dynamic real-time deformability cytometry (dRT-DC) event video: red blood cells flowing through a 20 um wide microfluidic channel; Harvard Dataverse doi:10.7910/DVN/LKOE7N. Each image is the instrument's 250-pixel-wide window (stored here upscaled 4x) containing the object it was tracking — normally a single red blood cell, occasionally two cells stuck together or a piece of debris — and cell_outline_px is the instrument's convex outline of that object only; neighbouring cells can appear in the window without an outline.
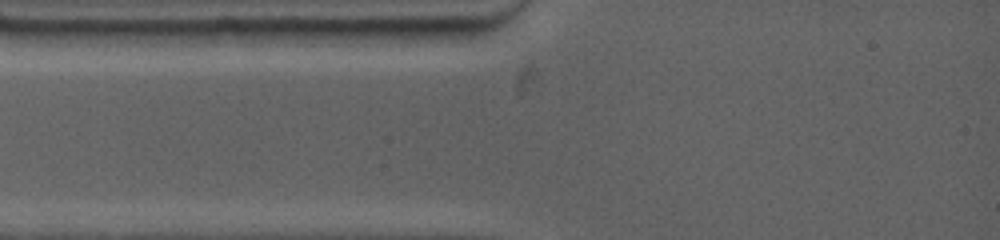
{"species": "common noctule bat (a hibernating species)", "species_latin": "Nyctalus noctula", "temperature_condition": "warm", "stored_images_in_passage": 2, "camera_frame_rate_fps": 4500, "um_per_image_px": 0.085, "animal": {"sex": "female", "body_mass_g": 19.0, "forearm_length_mm": 53.3}, "frame": {"image": 1, "passage_image": 1, "time_ms": 0.0, "image_size_px": [1000, 240], "cell_outline_px": [[196, 32], [180, 44], [144, 48], [96, 48], [64, 44], [48, 32], [68, 28], [124, 28]], "centroid_in_image_um": [10.19, 3.19], "position_along_channel_um": 74.8, "area_um2": 16.76}}